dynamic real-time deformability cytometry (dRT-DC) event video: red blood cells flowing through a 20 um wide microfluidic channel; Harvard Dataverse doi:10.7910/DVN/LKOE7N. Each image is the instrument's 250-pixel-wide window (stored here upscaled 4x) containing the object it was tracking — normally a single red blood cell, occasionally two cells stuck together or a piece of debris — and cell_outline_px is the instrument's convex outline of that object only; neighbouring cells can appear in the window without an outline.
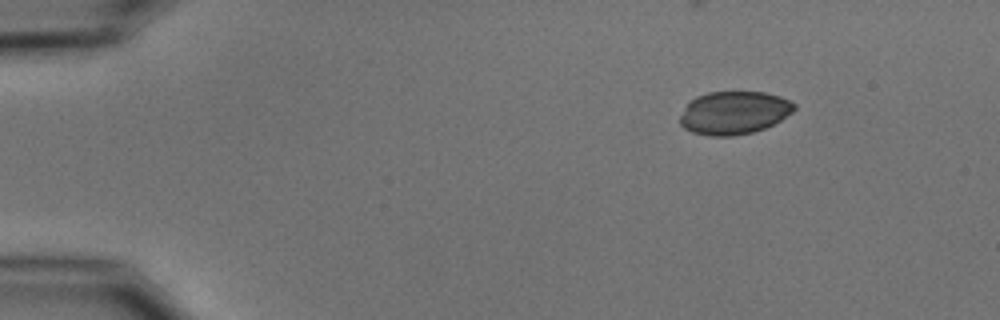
{"species": "common noctule bat (a hibernating species)", "species_latin": "Nyctalus noctula", "temperature_condition": "cold", "stored_images_in_passage": 39, "camera_frame_rate_fps": 3000, "um_per_image_px": 0.085, "animal": {"sex": "male", "body_mass_g": 15.6}, "frame": {"image": 1, "passage_image": 1, "time_ms": 0.0, "image_size_px": [1000, 320], "cell_outline_px": [[796, 108], [792, 112], [780, 120], [764, 128], [752, 132], [732, 136], [712, 136], [692, 132], [684, 128], [680, 124], [680, 116], [684, 108], [696, 96], [708, 92], [764, 92], [780, 96], [796, 104]], "centroid_in_image_um": [62.38, 9.58], "position_along_channel_um": 22.6, "area_um2": 28.5}}
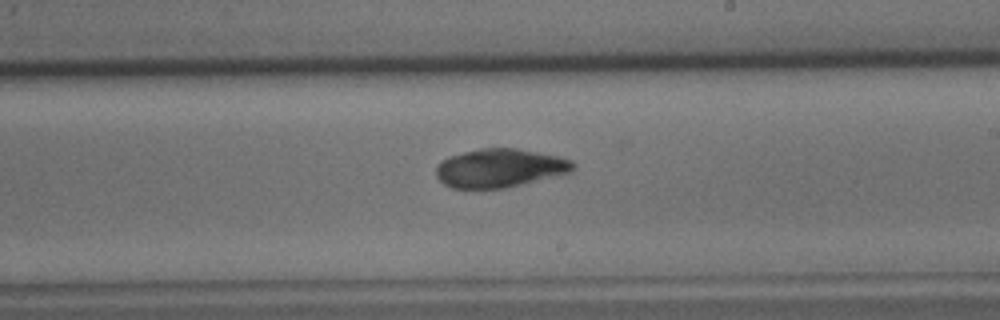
{"frame": {"image": 2, "passage_image": 26, "time_ms": 8.333, "image_size_px": [1000, 320], "cell_outline_px": [[576, 164], [572, 172], [504, 188], [452, 188], [444, 184], [436, 176], [436, 164], [440, 160], [448, 156], [480, 148], [516, 148], [556, 156], [572, 160]], "centroid_in_image_um": [42.45, 14.28], "position_along_channel_um": 246.5, "area_um2": 30.75}}
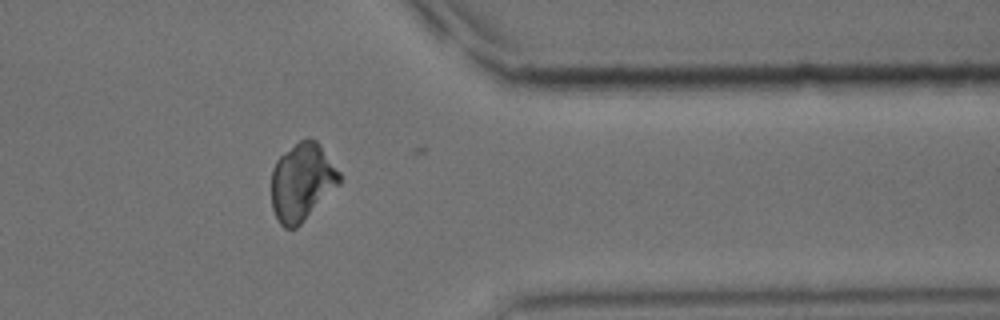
{"frame": {"image": 3, "passage_image": 38, "time_ms": 12.333, "image_size_px": [1000, 320], "cell_outline_px": [[340, 184], [296, 228], [284, 228], [280, 224], [272, 208], [272, 168], [276, 160], [284, 152], [300, 140], [308, 136], [316, 140], [340, 172]], "centroid_in_image_um": [25.66, 15.45], "position_along_channel_um": 385.7, "area_um2": 30.63}}